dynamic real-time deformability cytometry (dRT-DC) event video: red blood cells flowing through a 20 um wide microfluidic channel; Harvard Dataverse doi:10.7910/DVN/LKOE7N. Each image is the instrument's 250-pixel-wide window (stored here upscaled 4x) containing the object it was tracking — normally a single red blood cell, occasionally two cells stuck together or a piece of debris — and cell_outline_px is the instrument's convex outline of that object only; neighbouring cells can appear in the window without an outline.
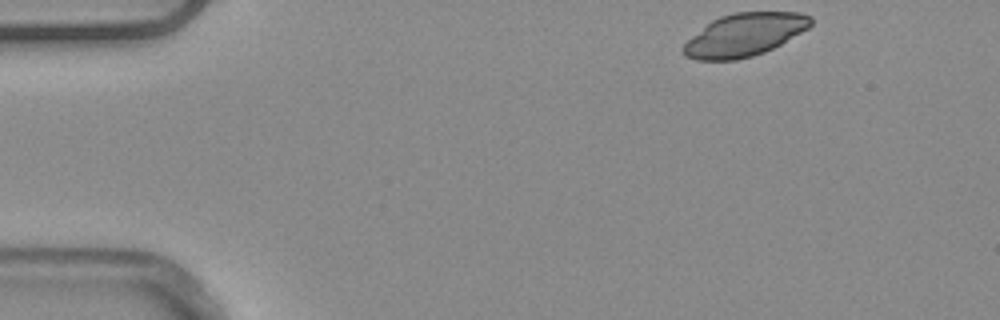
{"species": "common noctule bat (a hibernating species)", "species_latin": "Nyctalus noctula", "temperature_condition": "warm", "stored_images_in_passage": 47, "camera_frame_rate_fps": 3000, "um_per_image_px": 0.085, "animal": {"sex": "male", "body_mass_g": 20.4}, "frame": {"image": 1, "passage_image": 1, "time_ms": 0.0, "image_size_px": [1000, 320], "cell_outline_px": [[812, 24], [808, 28], [780, 44], [764, 52], [752, 56], [736, 60], [696, 60], [684, 56], [680, 52], [680, 48], [692, 36], [712, 20], [720, 16], [736, 12], [800, 12], [812, 16]], "centroid_in_image_um": [63.25, 2.96], "position_along_channel_um": 21.7, "area_um2": 31.79}}